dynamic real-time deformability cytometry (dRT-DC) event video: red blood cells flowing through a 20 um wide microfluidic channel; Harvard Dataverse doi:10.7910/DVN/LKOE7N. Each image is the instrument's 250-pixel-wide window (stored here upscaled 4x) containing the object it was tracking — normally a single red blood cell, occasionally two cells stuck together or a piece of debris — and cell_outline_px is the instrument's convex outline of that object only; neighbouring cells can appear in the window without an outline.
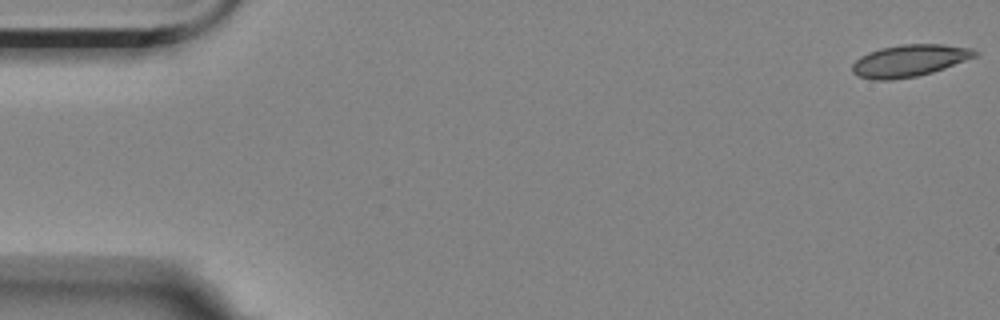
{"species": "Egyptian fruit bat (a non-hibernating species)", "species_latin": "Rousettus aegyptiacus", "temperature_condition": "room temperature", "stored_images_in_passage": 57, "camera_frame_rate_fps": 3000, "um_per_image_px": 0.085, "animal": {"sex": "female"}, "frame": {"image": 1, "passage_image": 1, "time_ms": 0.0, "image_size_px": [1000, 320], "cell_outline_px": [[980, 56], [932, 72], [916, 76], [892, 80], [872, 80], [860, 76], [852, 72], [852, 64], [860, 56], [868, 52], [880, 48], [900, 44], [944, 44], [972, 48], [980, 52]], "centroid_in_image_um": [77.34, 5.14], "position_along_channel_um": 7.7, "area_um2": 23.12}}
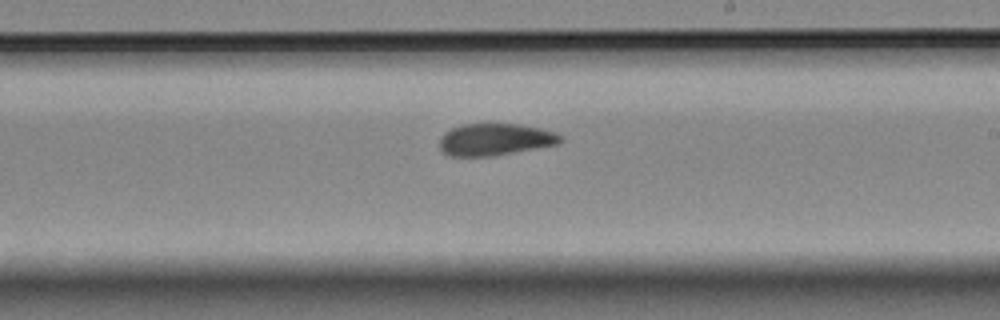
{"frame": {"image": 2, "passage_image": 33, "time_ms": 10.667, "image_size_px": [1000, 320], "cell_outline_px": [[564, 140], [560, 144], [496, 156], [448, 156], [440, 152], [440, 136], [444, 132], [460, 124], [520, 124], [540, 128], [556, 132]], "centroid_in_image_um": [42.08, 11.87], "position_along_channel_um": 246.9, "area_um2": 22.95}}
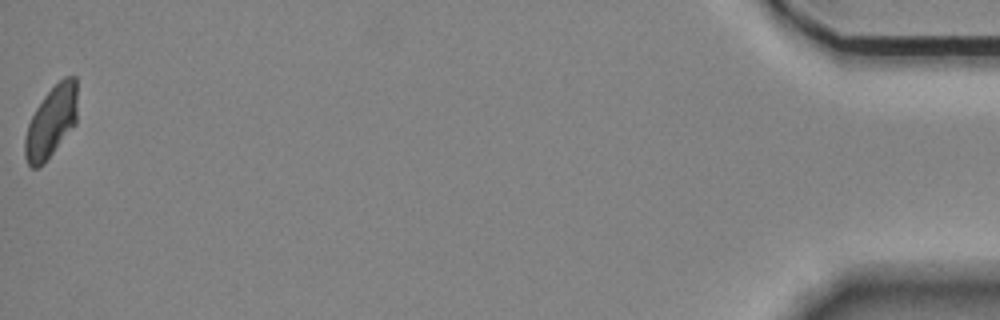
{"frame": {"image": 3, "passage_image": 57, "time_ms": 18.667, "image_size_px": [1000, 320], "cell_outline_px": [[76, 124], [44, 164], [36, 168], [32, 168], [28, 164], [24, 156], [24, 136], [28, 124], [36, 108], [44, 96], [64, 76], [76, 76]], "centroid_in_image_um": [4.34, 10.39], "position_along_channel_um": 430.9, "area_um2": 21.79}, "authors_computed_cell_mechanics": {"area_um2": 23.0044, "velocity_mm_per_s": 3.4982, "shape_relaxation_time_tau1_ms": 8.2236, "shape_relaxation_time_tau2_ms": 2.1811, "deformation_change_tau1": 0.1543, "deformation_change_tau2": 0.0773}}